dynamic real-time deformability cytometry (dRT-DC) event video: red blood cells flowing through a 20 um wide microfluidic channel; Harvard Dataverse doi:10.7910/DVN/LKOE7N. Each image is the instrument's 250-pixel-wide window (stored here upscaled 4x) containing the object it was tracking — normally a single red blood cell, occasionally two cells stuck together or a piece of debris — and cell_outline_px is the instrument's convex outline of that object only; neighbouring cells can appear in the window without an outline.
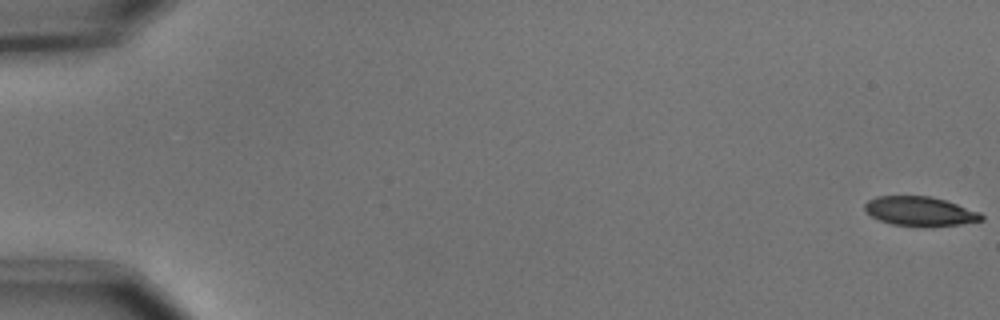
{"species": "common noctule bat (a hibernating species)", "species_latin": "Nyctalus noctula", "temperature_condition": "cold", "stored_images_in_passage": 41, "camera_frame_rate_fps": 3000, "um_per_image_px": 0.085, "animal": {"sex": "male", "body_mass_g": 15.6}, "frame": {"image": 1, "passage_image": 1, "time_ms": 0.0, "image_size_px": [1000, 320], "cell_outline_px": [[984, 220], [960, 224], [928, 228], [924, 228], [892, 224], [880, 220], [872, 216], [864, 208], [864, 204], [868, 200], [876, 196], [928, 196], [944, 200], [980, 212], [984, 216]], "centroid_in_image_um": [78.21, 17.98], "position_along_channel_um": 6.8, "area_um2": 20.11}}
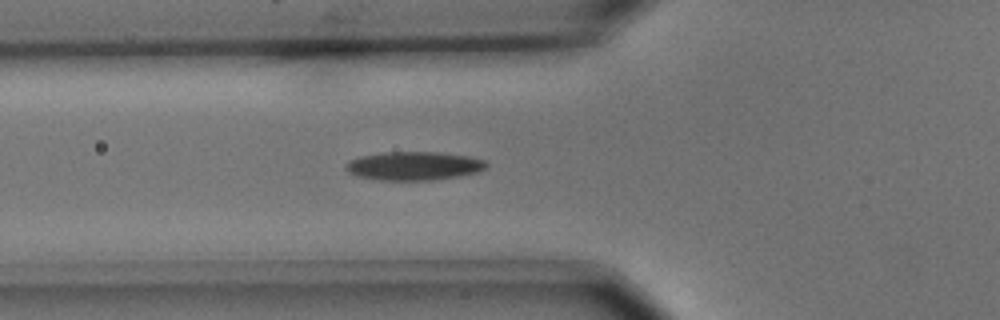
{"frame": {"image": 2, "passage_image": 21, "time_ms": 6.667, "image_size_px": [1000, 320], "cell_outline_px": [[488, 168], [476, 172], [460, 176], [432, 180], [380, 180], [356, 176], [348, 172], [344, 168], [344, 164], [348, 160], [360, 156], [384, 152], [436, 152], [468, 156], [484, 160], [488, 164]], "centroid_in_image_um": [35.14, 14.1], "position_along_channel_um": 90.7, "area_um2": 23.58}}
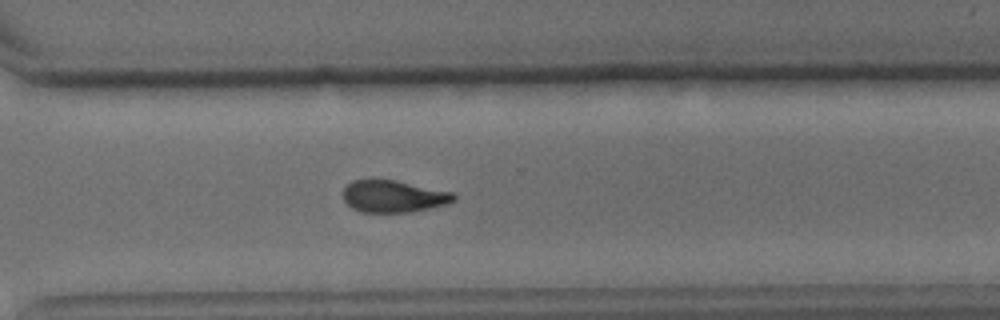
{"frame": {"image": 3, "passage_image": 41, "time_ms": 13.333, "image_size_px": [1000, 320], "cell_outline_px": [[456, 200], [448, 204], [408, 212], [364, 212], [352, 208], [344, 200], [344, 188], [352, 180], [396, 180], [456, 192]], "centroid_in_image_um": [33.51, 16.68], "position_along_channel_um": 337.1, "area_um2": 20.69}}